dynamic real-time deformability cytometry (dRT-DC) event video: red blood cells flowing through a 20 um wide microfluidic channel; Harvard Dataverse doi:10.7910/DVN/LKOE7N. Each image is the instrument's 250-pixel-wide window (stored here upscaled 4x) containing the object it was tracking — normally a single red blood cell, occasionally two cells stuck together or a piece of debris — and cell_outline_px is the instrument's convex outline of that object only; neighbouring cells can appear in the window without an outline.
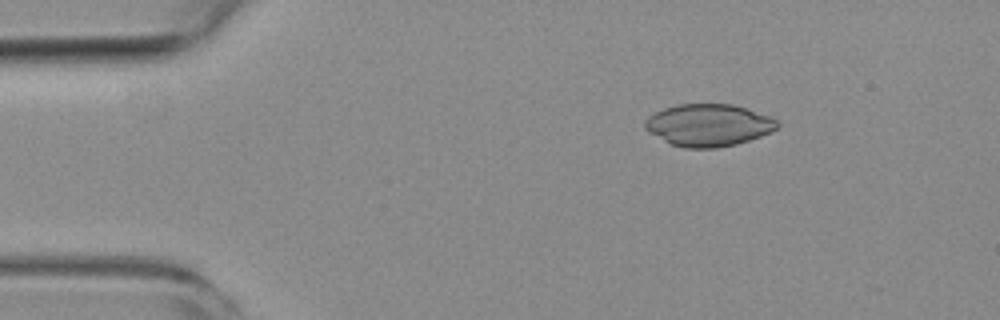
{"species": "common noctule bat (a hibernating species)", "species_latin": "Nyctalus noctula", "temperature_condition": "room temperature", "stored_images_in_passage": 3, "camera_frame_rate_fps": 3000, "um_per_image_px": 0.085, "animal": {"sex": "female", "body_mass_g": 19.3, "forearm_length_mm": 54.1}, "frame": {"image": 1, "passage_image": 1, "time_ms": 0.0, "image_size_px": [1000, 320], "cell_outline_px": [[780, 124], [772, 132], [736, 144], [716, 148], [684, 148], [672, 144], [648, 132], [644, 128], [644, 120], [648, 116], [664, 108], [676, 104], [732, 104], [772, 116], [780, 120]], "centroid_in_image_um": [60.24, 10.63], "position_along_channel_um": 24.8, "area_um2": 32.71}}